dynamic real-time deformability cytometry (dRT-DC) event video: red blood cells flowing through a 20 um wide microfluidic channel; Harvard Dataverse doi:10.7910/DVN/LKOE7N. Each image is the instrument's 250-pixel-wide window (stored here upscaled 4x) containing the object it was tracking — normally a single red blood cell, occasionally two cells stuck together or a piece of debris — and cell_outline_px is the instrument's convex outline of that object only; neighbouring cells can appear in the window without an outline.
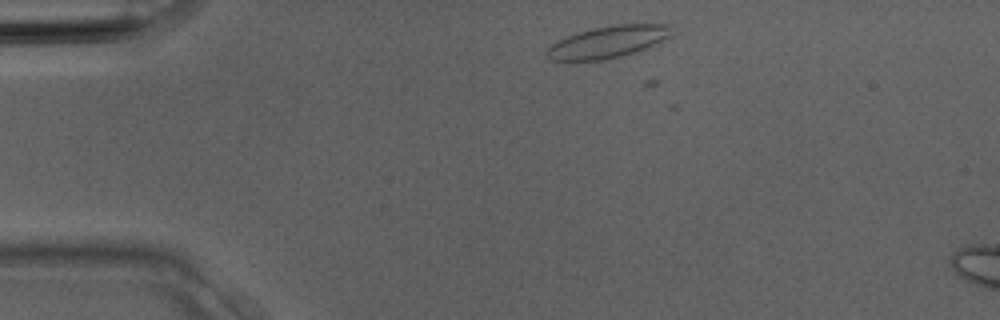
{"species": "Egyptian fruit bat (a non-hibernating species)", "species_latin": "Rousettus aegyptiacus", "temperature_condition": "room temperature", "stored_images_in_passage": 5, "camera_frame_rate_fps": 3000, "um_per_image_px": 0.085, "animal": {"sex": "male"}, "frame": {"image": 1, "passage_image": 5, "time_ms": 1.333, "image_size_px": [1000, 320], "cell_outline_px": [[672, 24], [668, 36], [648, 48], [620, 56], [604, 60], [552, 60], [544, 56], [544, 52], [556, 40], [592, 28], [616, 24]], "centroid_in_image_um": [51.63, 3.56], "position_along_channel_um": 33.4, "area_um2": 23.0}}